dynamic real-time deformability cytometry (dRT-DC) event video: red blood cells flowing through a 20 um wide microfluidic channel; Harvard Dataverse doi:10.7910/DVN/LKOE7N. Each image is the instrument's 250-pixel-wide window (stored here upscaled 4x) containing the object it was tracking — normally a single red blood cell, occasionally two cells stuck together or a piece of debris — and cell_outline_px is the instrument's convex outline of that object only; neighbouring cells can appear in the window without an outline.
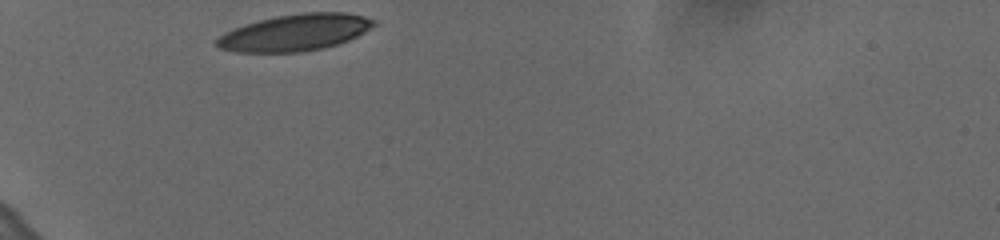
{"species": "human", "species_latin": "Homo sapiens", "temperature_condition": "cold", "stored_images_in_passage": 29, "camera_frame_rate_fps": 3000, "um_per_image_px": 0.085, "donor": {"sex": "female"}, "frame": {"image": 1, "passage_image": 1, "time_ms": 0.0, "image_size_px": [1000, 240], "cell_outline_px": [[376, 24], [372, 28], [348, 40], [336, 44], [320, 48], [300, 52], [236, 52], [220, 48], [216, 44], [216, 40], [224, 32], [244, 24], [276, 16], [300, 12], [344, 12], [364, 16], [376, 20]], "centroid_in_image_um": [25.08, 2.75], "position_along_channel_um": 59.9, "area_um2": 33.41}}
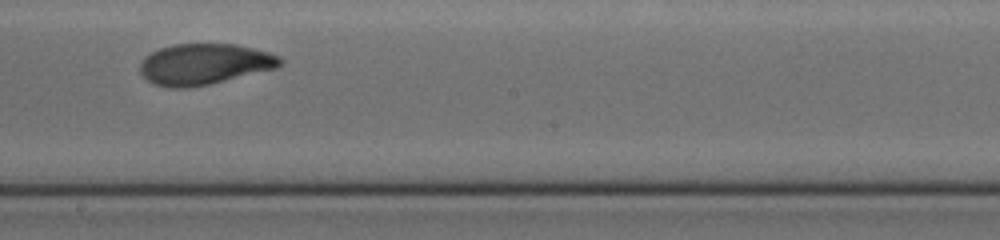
{"frame": {"image": 2, "passage_image": 17, "time_ms": 5.333, "image_size_px": [1000, 240], "cell_outline_px": [[284, 64], [280, 68], [208, 84], [188, 88], [168, 88], [152, 84], [140, 72], [140, 64], [144, 56], [160, 48], [172, 44], [236, 44], [268, 52], [280, 56], [284, 60]], "centroid_in_image_um": [17.4, 5.46], "position_along_channel_um": 230.8, "area_um2": 33.76}}
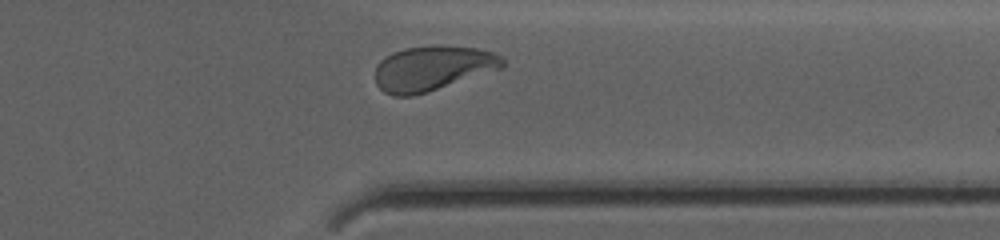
{"frame": {"image": 3, "passage_image": 29, "time_ms": 9.333, "image_size_px": [1000, 240], "cell_outline_px": [[504, 68], [428, 92], [412, 96], [392, 96], [384, 92], [376, 84], [376, 64], [380, 60], [392, 52], [404, 48], [432, 44], [444, 44], [476, 48], [492, 52], [500, 56], [504, 60]], "centroid_in_image_um": [36.77, 5.79], "position_along_channel_um": 374.6, "area_um2": 33.87}}